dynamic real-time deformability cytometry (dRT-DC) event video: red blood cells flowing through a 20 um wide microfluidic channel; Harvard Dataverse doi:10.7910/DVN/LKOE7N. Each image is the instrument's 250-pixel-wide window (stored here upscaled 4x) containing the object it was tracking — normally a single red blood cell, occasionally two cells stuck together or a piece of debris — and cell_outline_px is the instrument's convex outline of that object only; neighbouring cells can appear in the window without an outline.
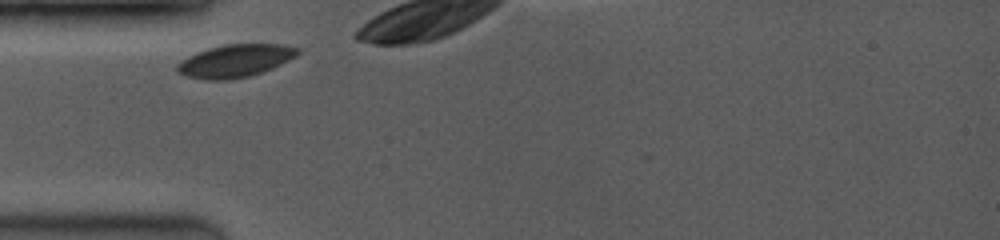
{"species": "common noctule bat (a hibernating species)", "species_latin": "Nyctalus noctula", "temperature_condition": "room temperature", "stored_images_in_passage": 7, "camera_frame_rate_fps": 3500, "um_per_image_px": 0.085, "animal": {"sex": "female", "body_mass_g": 19.0, "forearm_length_mm": 53.3}, "frame": {"image": 1, "passage_image": 1, "time_ms": 0.0, "image_size_px": [1000, 240], "cell_outline_px": [[300, 52], [296, 56], [272, 68], [248, 76], [228, 80], [208, 80], [184, 76], [176, 72], [176, 64], [188, 56], [196, 52], [208, 48], [224, 44], [280, 44], [300, 48]], "centroid_in_image_um": [19.95, 5.17], "position_along_channel_um": 65.1, "area_um2": 23.0}}